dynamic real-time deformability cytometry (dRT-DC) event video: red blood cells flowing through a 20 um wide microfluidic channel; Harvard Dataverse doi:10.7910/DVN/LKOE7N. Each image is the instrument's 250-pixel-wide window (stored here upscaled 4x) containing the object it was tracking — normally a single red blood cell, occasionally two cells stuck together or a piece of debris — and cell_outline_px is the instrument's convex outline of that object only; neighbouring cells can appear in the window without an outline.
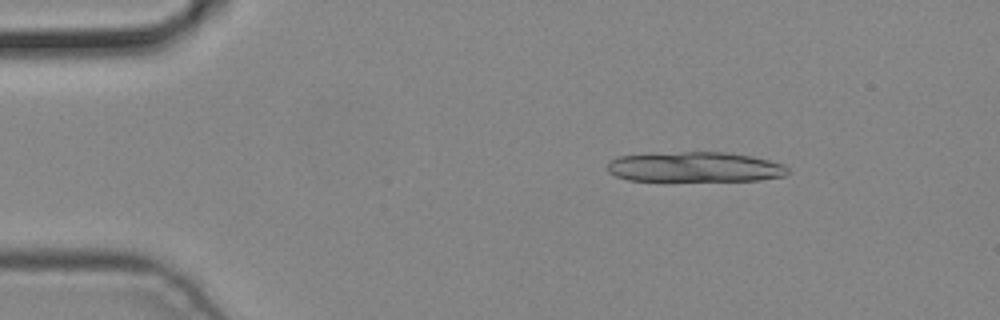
{"species": "common noctule bat (a hibernating species)", "species_latin": "Nyctalus noctula", "temperature_condition": "cold", "stored_images_in_passage": 3, "camera_frame_rate_fps": 3000, "um_per_image_px": 0.085, "animal": {"sex": "male", "body_mass_g": 19.2, "forearm_length_mm": 51.8}, "frame": {"image": 1, "passage_image": 2, "time_ms": 0.333, "image_size_px": [1000, 320], "cell_outline_px": [[788, 172], [784, 176], [760, 180], [628, 180], [616, 176], [608, 172], [608, 160], [616, 156], [680, 152], [728, 152], [752, 156], [784, 164], [788, 168]], "centroid_in_image_um": [59.06, 14.19], "position_along_channel_um": 25.9, "area_um2": 31.5}}